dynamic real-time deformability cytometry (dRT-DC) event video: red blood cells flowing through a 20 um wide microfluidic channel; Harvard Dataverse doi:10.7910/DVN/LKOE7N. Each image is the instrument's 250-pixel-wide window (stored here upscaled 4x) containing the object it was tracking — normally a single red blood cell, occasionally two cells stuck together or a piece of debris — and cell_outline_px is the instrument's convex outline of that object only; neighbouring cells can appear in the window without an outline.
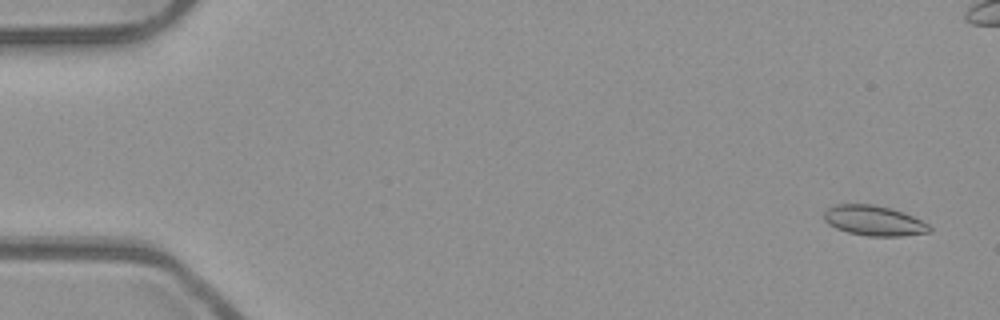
{"species": "common noctule bat (a hibernating species)", "species_latin": "Nyctalus noctula", "temperature_condition": "room temperature", "stored_images_in_passage": 54, "camera_frame_rate_fps": 3000, "um_per_image_px": 0.085, "animal": {"sex": "male", "body_mass_g": 23.1, "forearm_length_mm": 52.7}, "frame": {"image": 1, "passage_image": 3, "time_ms": 0.667, "image_size_px": [1000, 320], "cell_outline_px": [[932, 232], [900, 236], [868, 236], [848, 232], [836, 228], [828, 224], [824, 220], [824, 212], [832, 204], [872, 204], [892, 208], [912, 216], [928, 224], [932, 228]], "centroid_in_image_um": [74.27, 18.75], "position_along_channel_um": 10.7, "area_um2": 18.55}}
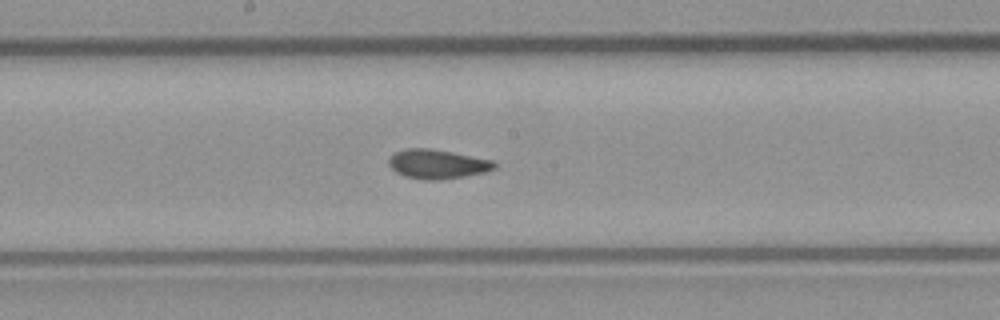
{"frame": {"image": 2, "passage_image": 29, "time_ms": 9.333, "image_size_px": [1000, 320], "cell_outline_px": [[496, 168], [484, 172], [464, 176], [440, 180], [424, 180], [404, 176], [396, 172], [388, 164], [388, 160], [396, 152], [408, 148], [428, 148], [452, 152], [492, 160], [496, 164]], "centroid_in_image_um": [37.17, 13.95], "position_along_channel_um": 211.0, "area_um2": 17.86}}
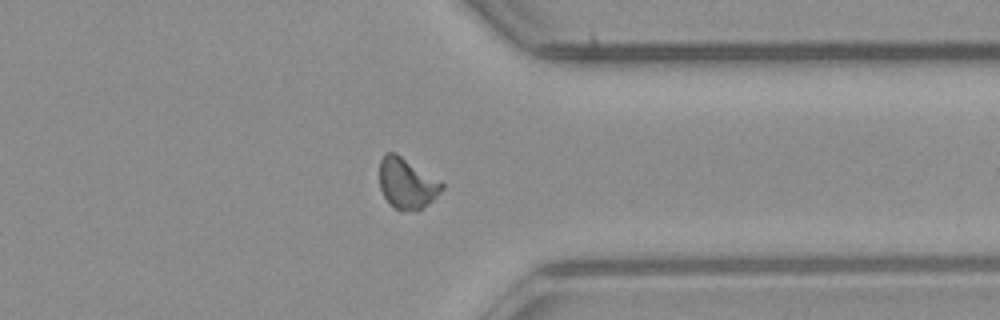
{"frame": {"image": 3, "passage_image": 42, "time_ms": 13.667, "image_size_px": [1000, 320], "cell_outline_px": [[444, 188], [432, 200], [420, 208], [400, 212], [384, 196], [380, 188], [380, 160], [384, 152], [396, 152], [444, 184]], "centroid_in_image_um": [34.55, 15.55], "position_along_channel_um": 376.8, "area_um2": 18.03}, "authors_computed_cell_mechanics": {"area_um2": 17.8891, "velocity_mm_per_s": 3.9361, "shape_relaxation_time_tau1_ms": null, "shape_relaxation_time_tau2_ms": 1.2793, "deformation_change_tau1": null, "deformation_change_tau2": 0.0643}}